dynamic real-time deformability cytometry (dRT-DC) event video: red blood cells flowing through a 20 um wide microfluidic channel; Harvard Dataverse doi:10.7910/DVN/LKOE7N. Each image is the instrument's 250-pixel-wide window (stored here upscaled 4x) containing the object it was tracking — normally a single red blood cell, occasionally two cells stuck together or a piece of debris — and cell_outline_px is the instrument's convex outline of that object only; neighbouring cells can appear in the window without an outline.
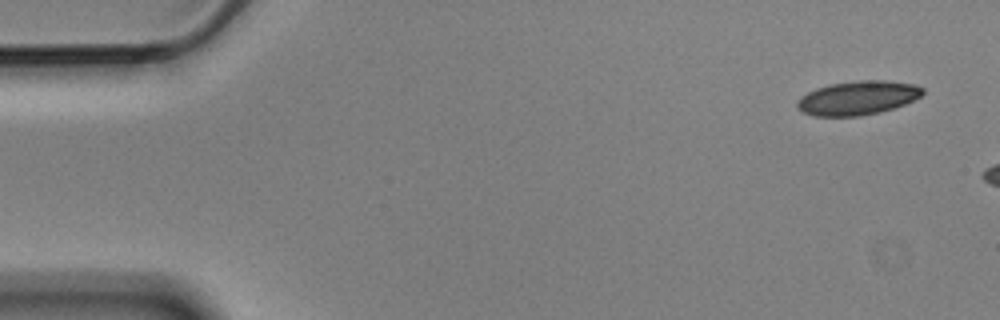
{"species": "Egyptian fruit bat (a non-hibernating species)", "species_latin": "Rousettus aegyptiacus", "temperature_condition": "cold", "stored_images_in_passage": 3, "camera_frame_rate_fps": 3000, "um_per_image_px": 0.085, "animal": {"sex": "male"}, "frame": {"image": 1, "passage_image": 1, "time_ms": 0.0, "image_size_px": [1000, 320], "cell_outline_px": [[924, 92], [920, 96], [904, 104], [880, 112], [860, 116], [812, 116], [796, 108], [796, 104], [808, 92], [816, 88], [828, 84], [860, 80], [884, 80], [916, 84], [924, 88]], "centroid_in_image_um": [72.92, 8.32], "position_along_channel_um": 12.1, "area_um2": 24.74}}